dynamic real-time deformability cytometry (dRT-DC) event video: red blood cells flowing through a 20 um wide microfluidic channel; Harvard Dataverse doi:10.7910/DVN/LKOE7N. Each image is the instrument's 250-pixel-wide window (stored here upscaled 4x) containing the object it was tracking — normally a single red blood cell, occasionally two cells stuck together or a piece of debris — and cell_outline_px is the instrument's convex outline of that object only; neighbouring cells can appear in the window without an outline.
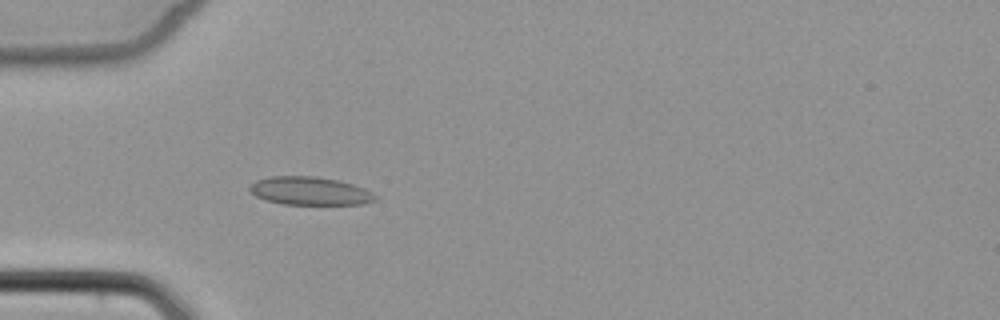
{"species": "common noctule bat (a hibernating species)", "species_latin": "Nyctalus noctula", "temperature_condition": "cold", "stored_images_in_passage": 5, "camera_frame_rate_fps": 3000, "um_per_image_px": 0.085, "animal": {"sex": "female", "body_mass_g": 22.7, "forearm_length_mm": 54.2}, "frame": {"image": 1, "passage_image": 5, "time_ms": 5.667, "image_size_px": [1000, 320], "cell_outline_px": [[376, 200], [364, 204], [284, 204], [264, 200], [248, 192], [248, 188], [256, 180], [272, 176], [316, 176], [340, 180], [364, 188], [372, 192], [376, 196]], "centroid_in_image_um": [26.32, 16.23], "position_along_channel_um": 58.7, "area_um2": 20.75}}